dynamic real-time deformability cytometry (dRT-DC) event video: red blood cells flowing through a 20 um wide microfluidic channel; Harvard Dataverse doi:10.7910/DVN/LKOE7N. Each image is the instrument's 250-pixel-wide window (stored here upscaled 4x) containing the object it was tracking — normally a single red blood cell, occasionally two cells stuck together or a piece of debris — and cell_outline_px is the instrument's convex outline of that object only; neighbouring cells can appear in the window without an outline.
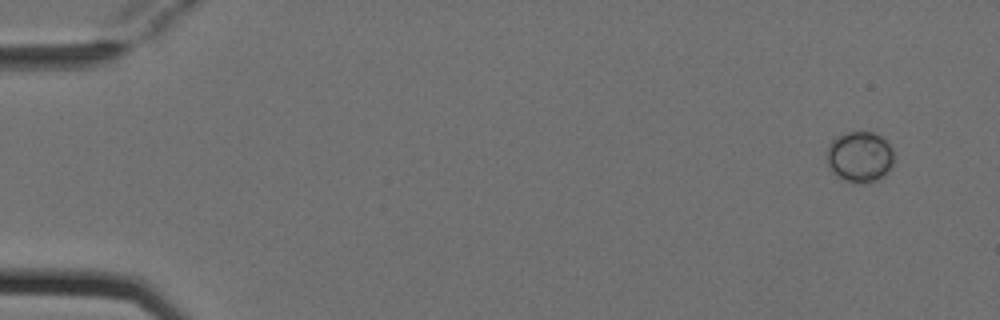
{"species": "Egyptian fruit bat (a non-hibernating species)", "species_latin": "Rousettus aegyptiacus", "temperature_condition": "cold", "stored_images_in_passage": 8, "camera_frame_rate_fps": 3000, "um_per_image_px": 0.085, "animal": {"sex": "female"}, "frame": {"image": 1, "passage_image": 1, "time_ms": 0.0, "image_size_px": [1000, 320], "cell_outline_px": [[892, 168], [888, 172], [876, 180], [864, 184], [844, 180], [836, 176], [832, 172], [828, 164], [828, 148], [832, 140], [836, 136], [848, 132], [872, 132], [880, 136], [892, 148]], "centroid_in_image_um": [73.07, 13.34], "position_along_channel_um": 11.9, "area_um2": 19.71}}
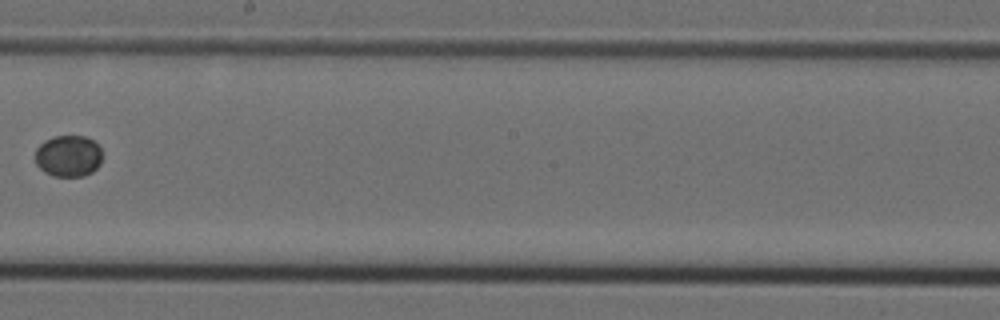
{"frame": {"image": 2, "passage_image": 8, "time_ms": 2.333, "image_size_px": [1000, 320], "cell_outline_px": [[100, 164], [92, 172], [84, 176], [52, 176], [44, 172], [36, 164], [36, 148], [44, 140], [52, 136], [84, 136], [92, 140], [100, 148]], "centroid_in_image_um": [5.78, 13.26], "position_along_channel_um": 242.4, "area_um2": 16.18}}